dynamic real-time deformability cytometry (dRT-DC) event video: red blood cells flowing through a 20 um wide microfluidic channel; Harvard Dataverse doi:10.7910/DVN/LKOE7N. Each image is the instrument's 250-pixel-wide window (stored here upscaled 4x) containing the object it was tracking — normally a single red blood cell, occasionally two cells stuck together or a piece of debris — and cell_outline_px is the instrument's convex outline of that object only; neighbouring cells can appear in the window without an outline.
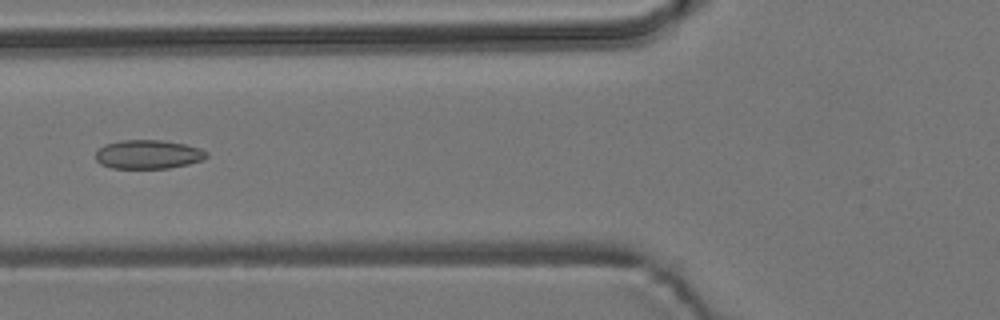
{"species": "common noctule bat (a hibernating species)", "species_latin": "Nyctalus noctula", "temperature_condition": "room temperature", "stored_images_in_passage": 7, "camera_frame_rate_fps": 3000, "um_per_image_px": 0.085, "animal": {"sex": "male", "body_mass_g": 19.2, "forearm_length_mm": 51.8}, "frame": {"image": 1, "passage_image": 6, "time_ms": 6.0, "image_size_px": [1000, 320], "cell_outline_px": [[208, 156], [204, 160], [188, 164], [168, 168], [112, 168], [100, 164], [96, 160], [96, 152], [104, 144], [124, 140], [164, 140], [184, 144], [200, 148], [208, 152]], "centroid_in_image_um": [12.62, 13.12], "position_along_channel_um": 113.2, "area_um2": 18.73}}
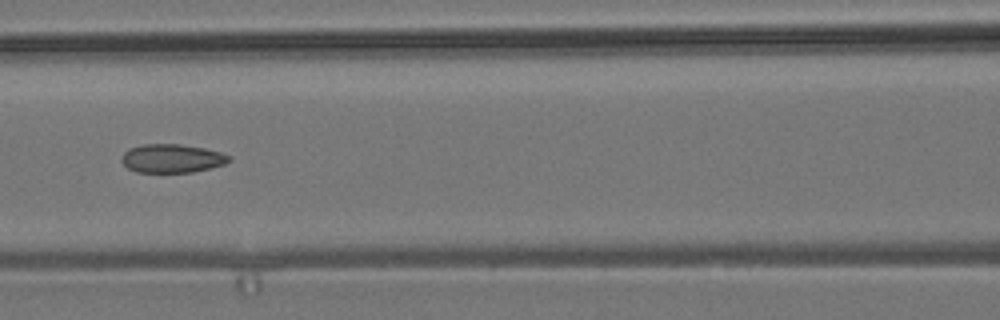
{"frame": {"image": 2, "passage_image": 7, "time_ms": 7.0, "image_size_px": [1000, 320], "cell_outline_px": [[232, 160], [224, 164], [192, 172], [136, 172], [128, 168], [120, 160], [124, 152], [128, 148], [140, 144], [180, 144], [204, 148], [220, 152], [232, 156]], "centroid_in_image_um": [14.6, 13.45], "position_along_channel_um": 152.0, "area_um2": 17.98}}